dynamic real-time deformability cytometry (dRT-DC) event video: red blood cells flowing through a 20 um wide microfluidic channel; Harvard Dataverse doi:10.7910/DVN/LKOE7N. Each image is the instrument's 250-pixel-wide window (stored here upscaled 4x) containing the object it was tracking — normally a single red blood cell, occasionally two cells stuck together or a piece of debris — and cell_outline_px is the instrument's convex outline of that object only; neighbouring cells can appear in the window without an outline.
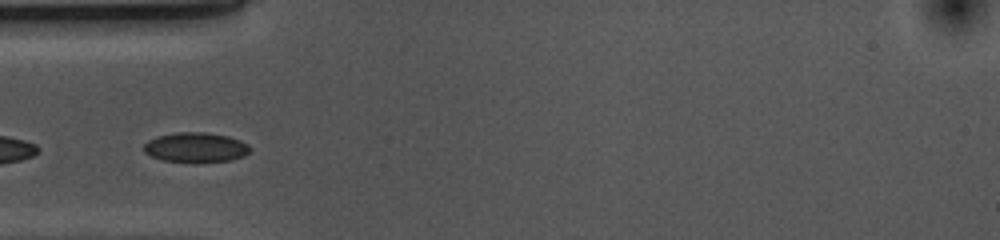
{"species": "common noctule bat (a hibernating species)", "species_latin": "Nyctalus noctula", "temperature_condition": "cold", "stored_images_in_passage": 15, "camera_frame_rate_fps": 3000, "um_per_image_px": 0.085, "animal": {"sex": "female", "body_mass_g": 10.0, "forearm_length_mm": 53.1}, "frame": {"image": 1, "passage_image": 11, "time_ms": 3.333, "image_size_px": [1000, 240], "cell_outline_px": [[248, 152], [244, 156], [232, 160], [204, 164], [164, 160], [152, 156], [144, 152], [144, 144], [148, 140], [156, 136], [176, 132], [204, 132], [228, 136], [240, 140], [248, 144]], "centroid_in_image_um": [16.64, 12.55], "position_along_channel_um": 68.4, "area_um2": 18.79}}